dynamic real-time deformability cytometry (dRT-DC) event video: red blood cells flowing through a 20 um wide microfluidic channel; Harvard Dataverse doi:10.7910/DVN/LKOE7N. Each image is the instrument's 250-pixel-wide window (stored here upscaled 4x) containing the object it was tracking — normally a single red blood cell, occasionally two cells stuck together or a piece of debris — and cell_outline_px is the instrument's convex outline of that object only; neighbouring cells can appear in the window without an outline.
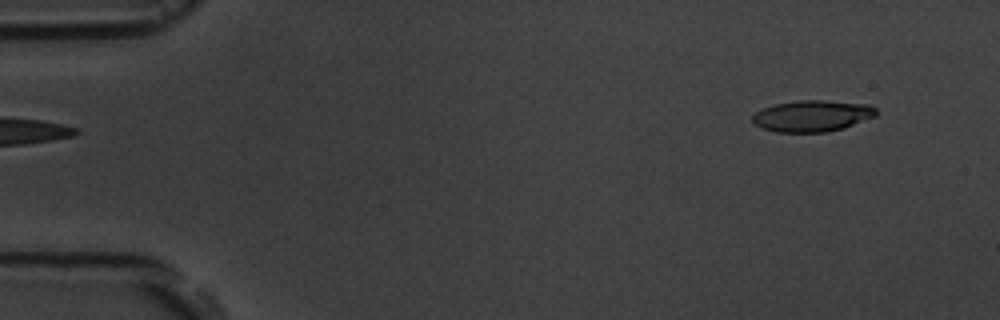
{"species": "common noctule bat (a hibernating species)", "species_latin": "Nyctalus noctula", "temperature_condition": "room temperature", "stored_images_in_passage": 6, "segment_of_instrument_passage": [2, 2], "camera_frame_rate_fps": 3000, "um_per_image_px": 0.085, "animal": {"sex": "male", "body_mass_g": 19.5, "forearm_length_mm": 54.6}, "frame": {"image": 1, "passage_image": 6, "time_ms": 5.667, "image_size_px": [1000, 320], "cell_outline_px": [[876, 116], [844, 128], [828, 132], [776, 132], [752, 124], [752, 116], [756, 112], [764, 108], [776, 104], [800, 100], [824, 100], [872, 104], [876, 108]], "centroid_in_image_um": [69.07, 9.85], "position_along_channel_um": 15.9, "area_um2": 22.72}}